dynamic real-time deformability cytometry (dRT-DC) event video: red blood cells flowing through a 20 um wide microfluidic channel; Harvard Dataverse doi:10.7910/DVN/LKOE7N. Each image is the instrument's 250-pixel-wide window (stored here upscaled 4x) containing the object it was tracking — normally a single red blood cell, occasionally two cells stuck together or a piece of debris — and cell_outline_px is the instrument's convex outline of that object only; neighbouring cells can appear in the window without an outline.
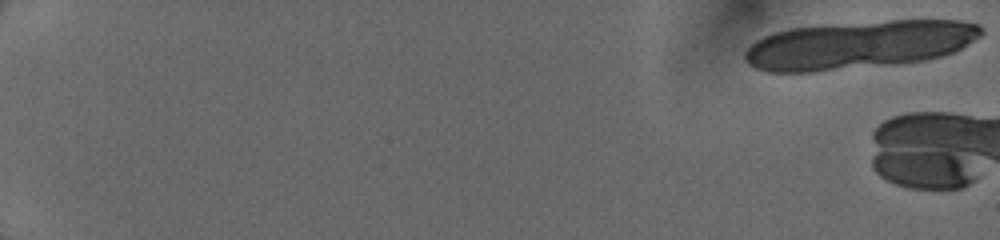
{"species": "human", "species_latin": "Homo sapiens", "temperature_condition": "cold", "stored_images_in_passage": 5, "camera_frame_rate_fps": 3000, "um_per_image_px": 0.085, "donor": {"sex": "female"}, "frame": {"image": 1, "passage_image": 1, "time_ms": 0.0, "image_size_px": [1000, 240], "cell_outline_px": [[984, 32], [980, 36], [960, 48], [952, 52], [940, 56], [924, 60], [896, 64], [816, 72], [768, 72], [756, 68], [748, 64], [744, 60], [744, 52], [756, 40], [764, 36], [776, 32], [792, 28], [828, 24], [892, 20], [956, 20], [980, 24]], "centroid_in_image_um": [72.99, 3.81], "position_along_channel_um": 12.0, "area_um2": 66.41}}